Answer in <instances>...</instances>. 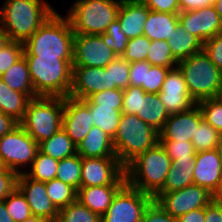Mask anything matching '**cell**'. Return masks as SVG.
Segmentation results:
<instances>
[{
    "label": "cell",
    "instance_id": "6da1fadb",
    "mask_svg": "<svg viewBox=\"0 0 222 222\" xmlns=\"http://www.w3.org/2000/svg\"><path fill=\"white\" fill-rule=\"evenodd\" d=\"M74 32L69 19L56 11L24 43L23 56L73 59Z\"/></svg>",
    "mask_w": 222,
    "mask_h": 222
},
{
    "label": "cell",
    "instance_id": "7a4b0ae2",
    "mask_svg": "<svg viewBox=\"0 0 222 222\" xmlns=\"http://www.w3.org/2000/svg\"><path fill=\"white\" fill-rule=\"evenodd\" d=\"M54 12L41 0H6L0 9V24L9 40L24 43Z\"/></svg>",
    "mask_w": 222,
    "mask_h": 222
},
{
    "label": "cell",
    "instance_id": "3957f363",
    "mask_svg": "<svg viewBox=\"0 0 222 222\" xmlns=\"http://www.w3.org/2000/svg\"><path fill=\"white\" fill-rule=\"evenodd\" d=\"M171 163L166 149L158 143L124 167L126 183L154 197L163 188Z\"/></svg>",
    "mask_w": 222,
    "mask_h": 222
},
{
    "label": "cell",
    "instance_id": "277c9868",
    "mask_svg": "<svg viewBox=\"0 0 222 222\" xmlns=\"http://www.w3.org/2000/svg\"><path fill=\"white\" fill-rule=\"evenodd\" d=\"M37 96L67 97L72 87L73 59L24 56Z\"/></svg>",
    "mask_w": 222,
    "mask_h": 222
},
{
    "label": "cell",
    "instance_id": "5b68a950",
    "mask_svg": "<svg viewBox=\"0 0 222 222\" xmlns=\"http://www.w3.org/2000/svg\"><path fill=\"white\" fill-rule=\"evenodd\" d=\"M158 143L159 132L137 115L122 113L113 145L115 154L124 167Z\"/></svg>",
    "mask_w": 222,
    "mask_h": 222
},
{
    "label": "cell",
    "instance_id": "8992f818",
    "mask_svg": "<svg viewBox=\"0 0 222 222\" xmlns=\"http://www.w3.org/2000/svg\"><path fill=\"white\" fill-rule=\"evenodd\" d=\"M191 98L198 102L217 98L222 89V72L202 50L178 62Z\"/></svg>",
    "mask_w": 222,
    "mask_h": 222
},
{
    "label": "cell",
    "instance_id": "52a82bcc",
    "mask_svg": "<svg viewBox=\"0 0 222 222\" xmlns=\"http://www.w3.org/2000/svg\"><path fill=\"white\" fill-rule=\"evenodd\" d=\"M121 0H77L67 18L74 34L99 35L117 19Z\"/></svg>",
    "mask_w": 222,
    "mask_h": 222
},
{
    "label": "cell",
    "instance_id": "ba28073f",
    "mask_svg": "<svg viewBox=\"0 0 222 222\" xmlns=\"http://www.w3.org/2000/svg\"><path fill=\"white\" fill-rule=\"evenodd\" d=\"M63 107V97H35L19 124L39 144L62 128Z\"/></svg>",
    "mask_w": 222,
    "mask_h": 222
},
{
    "label": "cell",
    "instance_id": "9c48e42d",
    "mask_svg": "<svg viewBox=\"0 0 222 222\" xmlns=\"http://www.w3.org/2000/svg\"><path fill=\"white\" fill-rule=\"evenodd\" d=\"M152 200L151 195L126 183L101 216V222H141L144 210Z\"/></svg>",
    "mask_w": 222,
    "mask_h": 222
},
{
    "label": "cell",
    "instance_id": "30bf717a",
    "mask_svg": "<svg viewBox=\"0 0 222 222\" xmlns=\"http://www.w3.org/2000/svg\"><path fill=\"white\" fill-rule=\"evenodd\" d=\"M38 150V143L20 124L0 138V157L17 175L22 173L19 166L32 165Z\"/></svg>",
    "mask_w": 222,
    "mask_h": 222
},
{
    "label": "cell",
    "instance_id": "8fae6325",
    "mask_svg": "<svg viewBox=\"0 0 222 222\" xmlns=\"http://www.w3.org/2000/svg\"><path fill=\"white\" fill-rule=\"evenodd\" d=\"M213 200L214 194L197 184L163 193L156 199L168 214L177 219L191 210L205 208Z\"/></svg>",
    "mask_w": 222,
    "mask_h": 222
},
{
    "label": "cell",
    "instance_id": "7c38bea8",
    "mask_svg": "<svg viewBox=\"0 0 222 222\" xmlns=\"http://www.w3.org/2000/svg\"><path fill=\"white\" fill-rule=\"evenodd\" d=\"M126 184L124 166L117 157L82 158L80 187Z\"/></svg>",
    "mask_w": 222,
    "mask_h": 222
},
{
    "label": "cell",
    "instance_id": "4fadbf2b",
    "mask_svg": "<svg viewBox=\"0 0 222 222\" xmlns=\"http://www.w3.org/2000/svg\"><path fill=\"white\" fill-rule=\"evenodd\" d=\"M117 57L100 35L75 34L73 67L105 68Z\"/></svg>",
    "mask_w": 222,
    "mask_h": 222
},
{
    "label": "cell",
    "instance_id": "5bb4252c",
    "mask_svg": "<svg viewBox=\"0 0 222 222\" xmlns=\"http://www.w3.org/2000/svg\"><path fill=\"white\" fill-rule=\"evenodd\" d=\"M158 95L169 115L185 112L196 105L178 67L168 71Z\"/></svg>",
    "mask_w": 222,
    "mask_h": 222
},
{
    "label": "cell",
    "instance_id": "9a60e30c",
    "mask_svg": "<svg viewBox=\"0 0 222 222\" xmlns=\"http://www.w3.org/2000/svg\"><path fill=\"white\" fill-rule=\"evenodd\" d=\"M16 187L24 195L33 216L43 217L51 222L57 221L59 210L47 196L46 183L21 173L17 176Z\"/></svg>",
    "mask_w": 222,
    "mask_h": 222
},
{
    "label": "cell",
    "instance_id": "2e32d148",
    "mask_svg": "<svg viewBox=\"0 0 222 222\" xmlns=\"http://www.w3.org/2000/svg\"><path fill=\"white\" fill-rule=\"evenodd\" d=\"M179 24L202 43L222 32V21L214 5L179 12Z\"/></svg>",
    "mask_w": 222,
    "mask_h": 222
},
{
    "label": "cell",
    "instance_id": "e0dca14e",
    "mask_svg": "<svg viewBox=\"0 0 222 222\" xmlns=\"http://www.w3.org/2000/svg\"><path fill=\"white\" fill-rule=\"evenodd\" d=\"M89 107L79 99L64 98L62 128L77 146L94 126Z\"/></svg>",
    "mask_w": 222,
    "mask_h": 222
},
{
    "label": "cell",
    "instance_id": "ac0fdd59",
    "mask_svg": "<svg viewBox=\"0 0 222 222\" xmlns=\"http://www.w3.org/2000/svg\"><path fill=\"white\" fill-rule=\"evenodd\" d=\"M106 89L110 90V78L105 68L73 67L69 97L83 100Z\"/></svg>",
    "mask_w": 222,
    "mask_h": 222
},
{
    "label": "cell",
    "instance_id": "d6986e66",
    "mask_svg": "<svg viewBox=\"0 0 222 222\" xmlns=\"http://www.w3.org/2000/svg\"><path fill=\"white\" fill-rule=\"evenodd\" d=\"M202 119L198 104L185 112L172 114L159 132V140L191 141Z\"/></svg>",
    "mask_w": 222,
    "mask_h": 222
},
{
    "label": "cell",
    "instance_id": "ffe728a7",
    "mask_svg": "<svg viewBox=\"0 0 222 222\" xmlns=\"http://www.w3.org/2000/svg\"><path fill=\"white\" fill-rule=\"evenodd\" d=\"M221 177L222 163L216 149L196 153L193 169L194 184L204 187L212 194H215Z\"/></svg>",
    "mask_w": 222,
    "mask_h": 222
},
{
    "label": "cell",
    "instance_id": "44dd1931",
    "mask_svg": "<svg viewBox=\"0 0 222 222\" xmlns=\"http://www.w3.org/2000/svg\"><path fill=\"white\" fill-rule=\"evenodd\" d=\"M149 8L140 0H121L117 20L121 31L128 39L144 34V24L149 15Z\"/></svg>",
    "mask_w": 222,
    "mask_h": 222
},
{
    "label": "cell",
    "instance_id": "7402d4cb",
    "mask_svg": "<svg viewBox=\"0 0 222 222\" xmlns=\"http://www.w3.org/2000/svg\"><path fill=\"white\" fill-rule=\"evenodd\" d=\"M125 184H107L101 186L80 187L77 200L92 212L102 216L110 206L116 193Z\"/></svg>",
    "mask_w": 222,
    "mask_h": 222
},
{
    "label": "cell",
    "instance_id": "603a6c76",
    "mask_svg": "<svg viewBox=\"0 0 222 222\" xmlns=\"http://www.w3.org/2000/svg\"><path fill=\"white\" fill-rule=\"evenodd\" d=\"M82 158L117 157L113 138L97 126H93L86 137L76 146Z\"/></svg>",
    "mask_w": 222,
    "mask_h": 222
},
{
    "label": "cell",
    "instance_id": "cb8c5ba5",
    "mask_svg": "<svg viewBox=\"0 0 222 222\" xmlns=\"http://www.w3.org/2000/svg\"><path fill=\"white\" fill-rule=\"evenodd\" d=\"M179 25L178 13H164L149 10L144 24V34L149 40H168Z\"/></svg>",
    "mask_w": 222,
    "mask_h": 222
},
{
    "label": "cell",
    "instance_id": "d4e9b609",
    "mask_svg": "<svg viewBox=\"0 0 222 222\" xmlns=\"http://www.w3.org/2000/svg\"><path fill=\"white\" fill-rule=\"evenodd\" d=\"M194 159L172 160L163 188L153 197L156 200L160 195L185 188L193 182Z\"/></svg>",
    "mask_w": 222,
    "mask_h": 222
},
{
    "label": "cell",
    "instance_id": "484cf974",
    "mask_svg": "<svg viewBox=\"0 0 222 222\" xmlns=\"http://www.w3.org/2000/svg\"><path fill=\"white\" fill-rule=\"evenodd\" d=\"M137 116L157 132H160L170 115L166 111L158 93H146L145 95H140Z\"/></svg>",
    "mask_w": 222,
    "mask_h": 222
},
{
    "label": "cell",
    "instance_id": "4316f807",
    "mask_svg": "<svg viewBox=\"0 0 222 222\" xmlns=\"http://www.w3.org/2000/svg\"><path fill=\"white\" fill-rule=\"evenodd\" d=\"M167 41L173 57L178 62L203 50V43L180 24Z\"/></svg>",
    "mask_w": 222,
    "mask_h": 222
},
{
    "label": "cell",
    "instance_id": "83f0119b",
    "mask_svg": "<svg viewBox=\"0 0 222 222\" xmlns=\"http://www.w3.org/2000/svg\"><path fill=\"white\" fill-rule=\"evenodd\" d=\"M30 100L27 94L11 89L0 79V111L5 115L11 116L20 123Z\"/></svg>",
    "mask_w": 222,
    "mask_h": 222
},
{
    "label": "cell",
    "instance_id": "f1b7e54d",
    "mask_svg": "<svg viewBox=\"0 0 222 222\" xmlns=\"http://www.w3.org/2000/svg\"><path fill=\"white\" fill-rule=\"evenodd\" d=\"M0 79L11 89L27 94L31 99L38 97L34 92L28 63L24 56L1 75Z\"/></svg>",
    "mask_w": 222,
    "mask_h": 222
},
{
    "label": "cell",
    "instance_id": "f546056e",
    "mask_svg": "<svg viewBox=\"0 0 222 222\" xmlns=\"http://www.w3.org/2000/svg\"><path fill=\"white\" fill-rule=\"evenodd\" d=\"M39 151L60 161L77 153V147L61 128L49 139L38 144Z\"/></svg>",
    "mask_w": 222,
    "mask_h": 222
},
{
    "label": "cell",
    "instance_id": "4dcf8cb0",
    "mask_svg": "<svg viewBox=\"0 0 222 222\" xmlns=\"http://www.w3.org/2000/svg\"><path fill=\"white\" fill-rule=\"evenodd\" d=\"M92 115V122L110 137L114 138L122 116V111L114 109V106L87 105Z\"/></svg>",
    "mask_w": 222,
    "mask_h": 222
},
{
    "label": "cell",
    "instance_id": "1f68e13d",
    "mask_svg": "<svg viewBox=\"0 0 222 222\" xmlns=\"http://www.w3.org/2000/svg\"><path fill=\"white\" fill-rule=\"evenodd\" d=\"M59 161L38 150L30 172L23 171L29 178L36 181L49 182L56 178Z\"/></svg>",
    "mask_w": 222,
    "mask_h": 222
},
{
    "label": "cell",
    "instance_id": "d6a6232c",
    "mask_svg": "<svg viewBox=\"0 0 222 222\" xmlns=\"http://www.w3.org/2000/svg\"><path fill=\"white\" fill-rule=\"evenodd\" d=\"M82 157L77 153L59 161L56 179L69 184L76 190L81 185Z\"/></svg>",
    "mask_w": 222,
    "mask_h": 222
},
{
    "label": "cell",
    "instance_id": "836d02e7",
    "mask_svg": "<svg viewBox=\"0 0 222 222\" xmlns=\"http://www.w3.org/2000/svg\"><path fill=\"white\" fill-rule=\"evenodd\" d=\"M46 190L47 196L58 210L77 200V190L56 178L46 182Z\"/></svg>",
    "mask_w": 222,
    "mask_h": 222
},
{
    "label": "cell",
    "instance_id": "e575fe53",
    "mask_svg": "<svg viewBox=\"0 0 222 222\" xmlns=\"http://www.w3.org/2000/svg\"><path fill=\"white\" fill-rule=\"evenodd\" d=\"M146 61L150 65L162 66L173 69L177 67L178 61L173 57L170 46L166 40L151 41Z\"/></svg>",
    "mask_w": 222,
    "mask_h": 222
},
{
    "label": "cell",
    "instance_id": "d590c367",
    "mask_svg": "<svg viewBox=\"0 0 222 222\" xmlns=\"http://www.w3.org/2000/svg\"><path fill=\"white\" fill-rule=\"evenodd\" d=\"M56 222H101V216L76 200L59 210Z\"/></svg>",
    "mask_w": 222,
    "mask_h": 222
},
{
    "label": "cell",
    "instance_id": "8d00e7d4",
    "mask_svg": "<svg viewBox=\"0 0 222 222\" xmlns=\"http://www.w3.org/2000/svg\"><path fill=\"white\" fill-rule=\"evenodd\" d=\"M219 135L215 128L202 119L191 140L196 153L216 149Z\"/></svg>",
    "mask_w": 222,
    "mask_h": 222
},
{
    "label": "cell",
    "instance_id": "74e56055",
    "mask_svg": "<svg viewBox=\"0 0 222 222\" xmlns=\"http://www.w3.org/2000/svg\"><path fill=\"white\" fill-rule=\"evenodd\" d=\"M3 201L5 202L9 215L15 222H23L32 216L29 204L17 187Z\"/></svg>",
    "mask_w": 222,
    "mask_h": 222
},
{
    "label": "cell",
    "instance_id": "f35d334b",
    "mask_svg": "<svg viewBox=\"0 0 222 222\" xmlns=\"http://www.w3.org/2000/svg\"><path fill=\"white\" fill-rule=\"evenodd\" d=\"M129 68L130 62H127L122 57H117L105 67L109 73L110 89H126L129 86Z\"/></svg>",
    "mask_w": 222,
    "mask_h": 222
},
{
    "label": "cell",
    "instance_id": "ab89813d",
    "mask_svg": "<svg viewBox=\"0 0 222 222\" xmlns=\"http://www.w3.org/2000/svg\"><path fill=\"white\" fill-rule=\"evenodd\" d=\"M99 35L103 42L112 49L118 57L122 56L129 39L121 31V26L117 19L108 26L106 33Z\"/></svg>",
    "mask_w": 222,
    "mask_h": 222
},
{
    "label": "cell",
    "instance_id": "60d3db41",
    "mask_svg": "<svg viewBox=\"0 0 222 222\" xmlns=\"http://www.w3.org/2000/svg\"><path fill=\"white\" fill-rule=\"evenodd\" d=\"M203 119L222 134V102L217 98L205 99L197 103Z\"/></svg>",
    "mask_w": 222,
    "mask_h": 222
},
{
    "label": "cell",
    "instance_id": "b9f144b4",
    "mask_svg": "<svg viewBox=\"0 0 222 222\" xmlns=\"http://www.w3.org/2000/svg\"><path fill=\"white\" fill-rule=\"evenodd\" d=\"M86 105L114 106V109L122 111L123 89H106L90 95L82 100Z\"/></svg>",
    "mask_w": 222,
    "mask_h": 222
},
{
    "label": "cell",
    "instance_id": "7bdbcfd3",
    "mask_svg": "<svg viewBox=\"0 0 222 222\" xmlns=\"http://www.w3.org/2000/svg\"><path fill=\"white\" fill-rule=\"evenodd\" d=\"M150 45L151 40H149L145 35L129 39L125 52L121 57L130 63L146 61Z\"/></svg>",
    "mask_w": 222,
    "mask_h": 222
},
{
    "label": "cell",
    "instance_id": "ee69618b",
    "mask_svg": "<svg viewBox=\"0 0 222 222\" xmlns=\"http://www.w3.org/2000/svg\"><path fill=\"white\" fill-rule=\"evenodd\" d=\"M172 160L194 159L196 151L191 141L159 140Z\"/></svg>",
    "mask_w": 222,
    "mask_h": 222
},
{
    "label": "cell",
    "instance_id": "f6af8a7d",
    "mask_svg": "<svg viewBox=\"0 0 222 222\" xmlns=\"http://www.w3.org/2000/svg\"><path fill=\"white\" fill-rule=\"evenodd\" d=\"M23 53V43L10 40L0 51V76L18 62L23 57Z\"/></svg>",
    "mask_w": 222,
    "mask_h": 222
},
{
    "label": "cell",
    "instance_id": "bcb514c9",
    "mask_svg": "<svg viewBox=\"0 0 222 222\" xmlns=\"http://www.w3.org/2000/svg\"><path fill=\"white\" fill-rule=\"evenodd\" d=\"M169 70L170 68L155 65H151V68H146L145 92L159 93Z\"/></svg>",
    "mask_w": 222,
    "mask_h": 222
},
{
    "label": "cell",
    "instance_id": "7dc6e473",
    "mask_svg": "<svg viewBox=\"0 0 222 222\" xmlns=\"http://www.w3.org/2000/svg\"><path fill=\"white\" fill-rule=\"evenodd\" d=\"M146 92L141 87L128 86L123 89L122 113L137 115L139 111L140 95Z\"/></svg>",
    "mask_w": 222,
    "mask_h": 222
},
{
    "label": "cell",
    "instance_id": "c3c4849f",
    "mask_svg": "<svg viewBox=\"0 0 222 222\" xmlns=\"http://www.w3.org/2000/svg\"><path fill=\"white\" fill-rule=\"evenodd\" d=\"M141 222H178L168 214L156 200H152L144 210Z\"/></svg>",
    "mask_w": 222,
    "mask_h": 222
},
{
    "label": "cell",
    "instance_id": "681fc988",
    "mask_svg": "<svg viewBox=\"0 0 222 222\" xmlns=\"http://www.w3.org/2000/svg\"><path fill=\"white\" fill-rule=\"evenodd\" d=\"M203 51L222 72V32L203 43Z\"/></svg>",
    "mask_w": 222,
    "mask_h": 222
},
{
    "label": "cell",
    "instance_id": "f907efd6",
    "mask_svg": "<svg viewBox=\"0 0 222 222\" xmlns=\"http://www.w3.org/2000/svg\"><path fill=\"white\" fill-rule=\"evenodd\" d=\"M146 68H151L147 61L130 63L129 86L141 87L145 91Z\"/></svg>",
    "mask_w": 222,
    "mask_h": 222
},
{
    "label": "cell",
    "instance_id": "816d5d0a",
    "mask_svg": "<svg viewBox=\"0 0 222 222\" xmlns=\"http://www.w3.org/2000/svg\"><path fill=\"white\" fill-rule=\"evenodd\" d=\"M150 10L164 13H179L178 0H140Z\"/></svg>",
    "mask_w": 222,
    "mask_h": 222
},
{
    "label": "cell",
    "instance_id": "f5cc1de1",
    "mask_svg": "<svg viewBox=\"0 0 222 222\" xmlns=\"http://www.w3.org/2000/svg\"><path fill=\"white\" fill-rule=\"evenodd\" d=\"M17 176L8 168L0 172V201H3L16 188Z\"/></svg>",
    "mask_w": 222,
    "mask_h": 222
},
{
    "label": "cell",
    "instance_id": "db71d44e",
    "mask_svg": "<svg viewBox=\"0 0 222 222\" xmlns=\"http://www.w3.org/2000/svg\"><path fill=\"white\" fill-rule=\"evenodd\" d=\"M205 222H222V202L213 200L205 207Z\"/></svg>",
    "mask_w": 222,
    "mask_h": 222
},
{
    "label": "cell",
    "instance_id": "11a10c76",
    "mask_svg": "<svg viewBox=\"0 0 222 222\" xmlns=\"http://www.w3.org/2000/svg\"><path fill=\"white\" fill-rule=\"evenodd\" d=\"M180 12L193 11L214 4L213 0H178Z\"/></svg>",
    "mask_w": 222,
    "mask_h": 222
},
{
    "label": "cell",
    "instance_id": "9f6ffc18",
    "mask_svg": "<svg viewBox=\"0 0 222 222\" xmlns=\"http://www.w3.org/2000/svg\"><path fill=\"white\" fill-rule=\"evenodd\" d=\"M18 125V121L0 111V138L8 132L12 131Z\"/></svg>",
    "mask_w": 222,
    "mask_h": 222
},
{
    "label": "cell",
    "instance_id": "6f0895ef",
    "mask_svg": "<svg viewBox=\"0 0 222 222\" xmlns=\"http://www.w3.org/2000/svg\"><path fill=\"white\" fill-rule=\"evenodd\" d=\"M178 222H205V208L191 210L178 218Z\"/></svg>",
    "mask_w": 222,
    "mask_h": 222
},
{
    "label": "cell",
    "instance_id": "680465c9",
    "mask_svg": "<svg viewBox=\"0 0 222 222\" xmlns=\"http://www.w3.org/2000/svg\"><path fill=\"white\" fill-rule=\"evenodd\" d=\"M0 222H15L9 215L4 201H0Z\"/></svg>",
    "mask_w": 222,
    "mask_h": 222
},
{
    "label": "cell",
    "instance_id": "91938a15",
    "mask_svg": "<svg viewBox=\"0 0 222 222\" xmlns=\"http://www.w3.org/2000/svg\"><path fill=\"white\" fill-rule=\"evenodd\" d=\"M9 41L10 40L8 38L6 31L4 30V28L0 24V51Z\"/></svg>",
    "mask_w": 222,
    "mask_h": 222
},
{
    "label": "cell",
    "instance_id": "94428289",
    "mask_svg": "<svg viewBox=\"0 0 222 222\" xmlns=\"http://www.w3.org/2000/svg\"><path fill=\"white\" fill-rule=\"evenodd\" d=\"M23 222H51L48 219H45L43 217H39V216H31L27 219H25Z\"/></svg>",
    "mask_w": 222,
    "mask_h": 222
},
{
    "label": "cell",
    "instance_id": "6125c7cd",
    "mask_svg": "<svg viewBox=\"0 0 222 222\" xmlns=\"http://www.w3.org/2000/svg\"><path fill=\"white\" fill-rule=\"evenodd\" d=\"M213 5L216 9V12L219 14L221 21H222V0H215Z\"/></svg>",
    "mask_w": 222,
    "mask_h": 222
},
{
    "label": "cell",
    "instance_id": "be15d7a7",
    "mask_svg": "<svg viewBox=\"0 0 222 222\" xmlns=\"http://www.w3.org/2000/svg\"><path fill=\"white\" fill-rule=\"evenodd\" d=\"M214 200L222 202V177L217 192L214 194Z\"/></svg>",
    "mask_w": 222,
    "mask_h": 222
},
{
    "label": "cell",
    "instance_id": "e7e4bbea",
    "mask_svg": "<svg viewBox=\"0 0 222 222\" xmlns=\"http://www.w3.org/2000/svg\"><path fill=\"white\" fill-rule=\"evenodd\" d=\"M216 150L218 152L219 158H220L221 163H222V134L219 135Z\"/></svg>",
    "mask_w": 222,
    "mask_h": 222
},
{
    "label": "cell",
    "instance_id": "03108f58",
    "mask_svg": "<svg viewBox=\"0 0 222 222\" xmlns=\"http://www.w3.org/2000/svg\"><path fill=\"white\" fill-rule=\"evenodd\" d=\"M7 169L6 165L4 164L3 160L0 157V172H4Z\"/></svg>",
    "mask_w": 222,
    "mask_h": 222
},
{
    "label": "cell",
    "instance_id": "003e7915",
    "mask_svg": "<svg viewBox=\"0 0 222 222\" xmlns=\"http://www.w3.org/2000/svg\"><path fill=\"white\" fill-rule=\"evenodd\" d=\"M218 98H219V99L221 100V102H222V89H221L220 92H219Z\"/></svg>",
    "mask_w": 222,
    "mask_h": 222
}]
</instances>
